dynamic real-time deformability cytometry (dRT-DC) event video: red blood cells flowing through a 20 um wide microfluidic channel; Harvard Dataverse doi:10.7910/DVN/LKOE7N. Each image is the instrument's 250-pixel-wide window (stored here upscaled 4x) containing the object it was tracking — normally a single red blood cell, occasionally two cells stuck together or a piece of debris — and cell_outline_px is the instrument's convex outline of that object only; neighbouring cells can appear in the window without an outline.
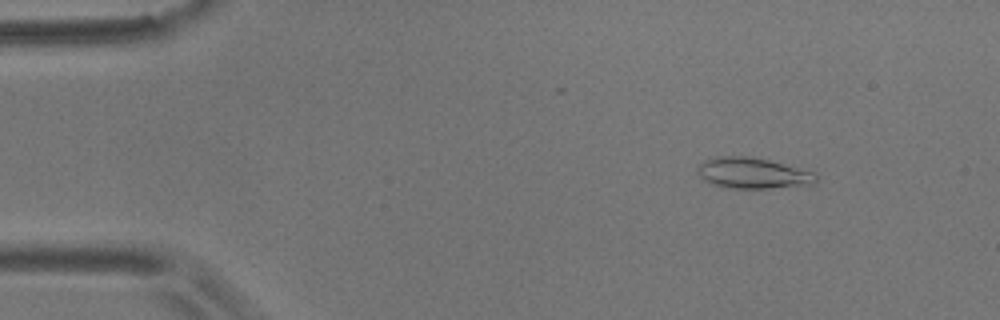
{"species": "common noctule bat (a hibernating species)", "species_latin": "Nyctalus noctula", "temperature_condition": "room temperature", "stored_images_in_passage": 56, "camera_frame_rate_fps": 3000, "um_per_image_px": 0.085, "animal": {"sex": "male", "body_mass_g": 17.9}, "frame": {"image": 1, "passage_image": 7, "time_ms": 2.0, "image_size_px": [1000, 320], "cell_outline_px": [[816, 184], [768, 188], [724, 188], [712, 184], [704, 180], [700, 176], [696, 168], [704, 160], [716, 156], [752, 156], [816, 172]], "centroid_in_image_um": [63.97, 14.71], "position_along_channel_um": 21.0, "area_um2": 21.44}}
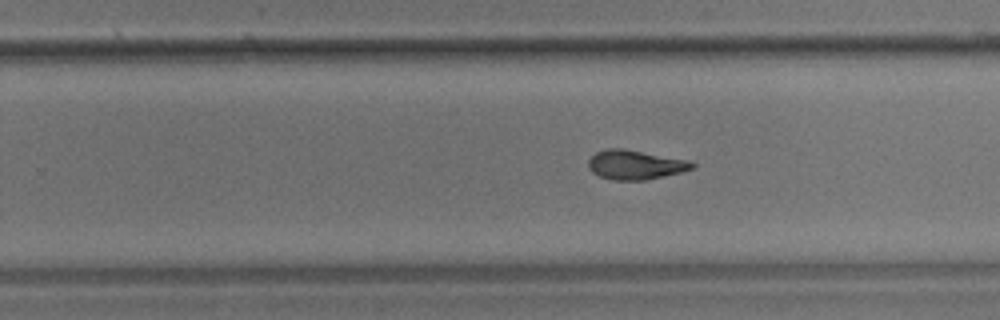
{"frame": {"image": 2, "passage_image": 35, "time_ms": 11.333, "image_size_px": [1000, 320], "cell_outline_px": [[696, 164], [692, 168], [680, 172], [644, 180], [612, 180], [600, 176], [592, 172], [588, 168], [588, 160], [596, 152], [608, 148], [620, 148], [688, 160]], "centroid_in_image_um": [53.95, 14.01], "position_along_channel_um": 275.9, "area_um2": 17.46}}
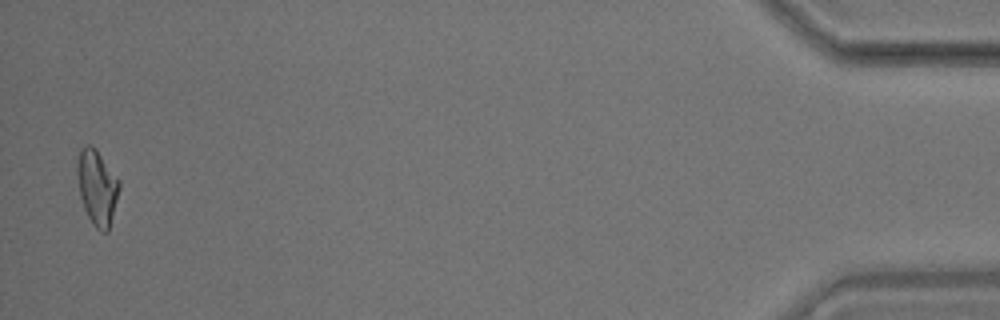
{"frame": {"image": 3, "passage_image": 55, "time_ms": 18.0, "image_size_px": [1000, 320], "cell_outline_px": [[120, 188], [108, 232], [100, 232], [92, 224], [84, 208], [80, 196], [76, 172], [76, 164], [80, 148], [84, 144], [92, 144], [96, 148], [120, 180]], "centroid_in_image_um": [8.24, 15.88], "position_along_channel_um": 427.0, "area_um2": 18.73}, "authors_computed_cell_mechanics": {"area_um2": 18.0625, "velocity_mm_per_s": 3.5886, "shape_relaxation_time_tau1_ms": 8.249, "shape_relaxation_time_tau2_ms": 3.2062, "deformation_change_tau1": 0.2086, "deformation_change_tau2": 0.1113}}